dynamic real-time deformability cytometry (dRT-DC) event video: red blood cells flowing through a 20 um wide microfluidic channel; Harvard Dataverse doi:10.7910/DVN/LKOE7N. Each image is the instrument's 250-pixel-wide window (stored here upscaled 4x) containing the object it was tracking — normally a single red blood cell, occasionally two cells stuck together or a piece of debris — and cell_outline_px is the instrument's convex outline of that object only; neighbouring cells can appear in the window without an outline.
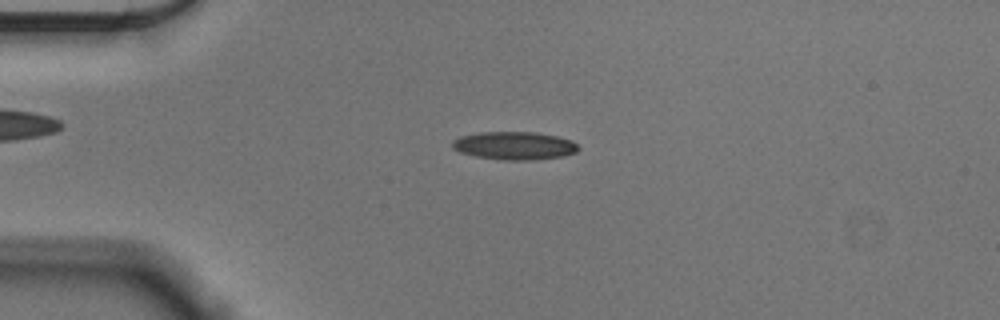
{"species": "Egyptian fruit bat (a non-hibernating species)", "species_latin": "Rousettus aegyptiacus", "temperature_condition": "cold", "stored_images_in_passage": 55, "camera_frame_rate_fps": 3000, "um_per_image_px": 0.085, "animal": {"sex": "male"}, "frame": {"image": 1, "passage_image": 13, "time_ms": 4.0, "image_size_px": [1000, 320], "cell_outline_px": [[580, 148], [576, 152], [564, 156], [536, 160], [500, 160], [476, 156], [460, 152], [452, 148], [452, 140], [460, 136], [480, 132], [536, 132], [556, 136], [572, 140]], "centroid_in_image_um": [43.73, 12.38], "position_along_channel_um": 41.3, "area_um2": 20.75}}
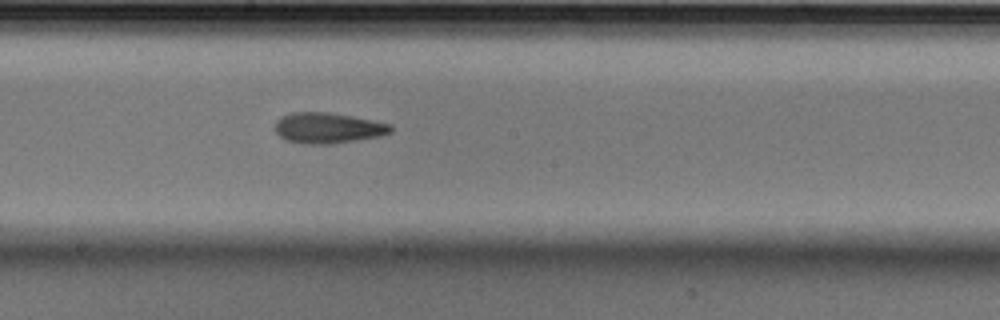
{"frame": {"image": 2, "passage_image": 30, "time_ms": 9.667, "image_size_px": [1000, 320], "cell_outline_px": [[392, 132], [380, 136], [356, 140], [328, 144], [304, 144], [284, 140], [276, 132], [276, 120], [292, 112], [328, 112], [352, 116], [392, 124]], "centroid_in_image_um": [27.88, 10.88], "position_along_channel_um": 220.3, "area_um2": 20.63}}
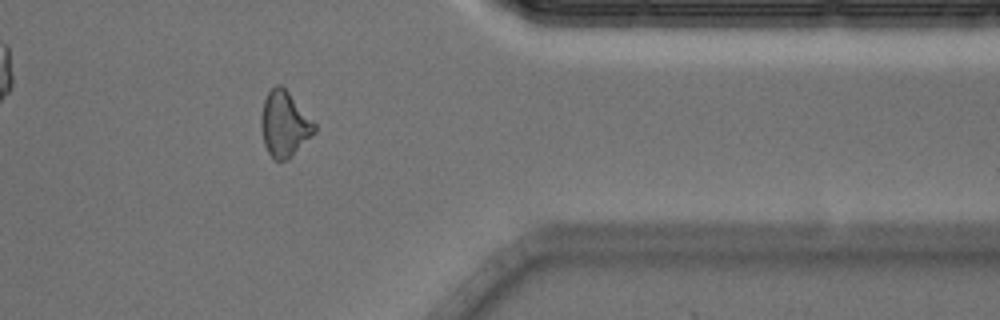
{"frame": {"image": 3, "passage_image": 45, "time_ms": 14.667, "image_size_px": [1000, 320], "cell_outline_px": [[316, 132], [292, 156], [284, 160], [276, 160], [268, 152], [264, 144], [260, 128], [260, 116], [264, 100], [268, 92], [276, 84], [280, 84], [288, 92], [316, 124]], "centroid_in_image_um": [24.16, 10.55], "position_along_channel_um": 387.2, "area_um2": 20.23}, "authors_computed_cell_mechanics": {"area_um2": 19.8254, "velocity_mm_per_s": 3.6172, "shape_relaxation_time_tau1_ms": 7.4545, "shape_relaxation_time_tau2_ms": 4.0553, "deformation_change_tau1": 0.1852, "deformation_change_tau2": 0.1259}}